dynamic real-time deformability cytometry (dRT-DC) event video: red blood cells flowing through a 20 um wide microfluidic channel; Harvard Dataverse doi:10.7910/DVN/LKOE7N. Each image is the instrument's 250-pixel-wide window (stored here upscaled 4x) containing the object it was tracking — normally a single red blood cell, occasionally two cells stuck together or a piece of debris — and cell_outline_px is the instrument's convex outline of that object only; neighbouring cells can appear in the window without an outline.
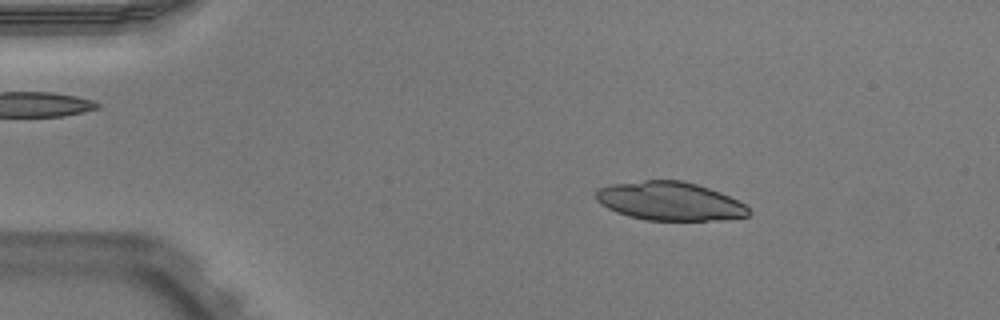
{"species": "Egyptian fruit bat (a non-hibernating species)", "species_latin": "Rousettus aegyptiacus", "temperature_condition": "warm", "stored_images_in_passage": 51, "camera_frame_rate_fps": 3000, "um_per_image_px": 0.085, "animal": {"sex": "male"}, "frame": {"image": 1, "passage_image": 9, "time_ms": 2.667, "image_size_px": [1000, 320], "cell_outline_px": [[752, 212], [748, 216], [728, 220], [644, 220], [628, 216], [616, 212], [600, 204], [596, 200], [596, 192], [600, 188], [612, 184], [644, 180], [680, 180], [696, 184], [720, 192], [744, 204]], "centroid_in_image_um": [56.94, 17.11], "position_along_channel_um": 28.1, "area_um2": 34.33}}